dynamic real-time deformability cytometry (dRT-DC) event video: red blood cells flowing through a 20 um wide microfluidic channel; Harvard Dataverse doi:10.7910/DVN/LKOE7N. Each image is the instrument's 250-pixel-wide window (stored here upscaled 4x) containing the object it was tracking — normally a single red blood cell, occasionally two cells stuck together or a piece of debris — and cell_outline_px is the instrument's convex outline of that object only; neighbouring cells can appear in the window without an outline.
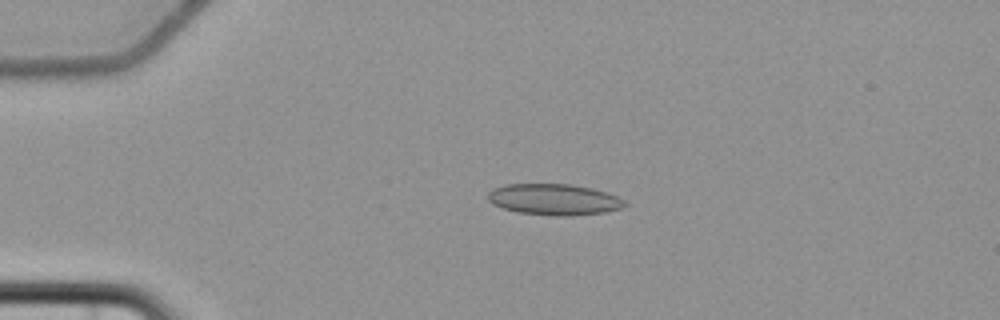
{"species": "common noctule bat (a hibernating species)", "species_latin": "Nyctalus noctula", "temperature_condition": "cold", "stored_images_in_passage": 5, "camera_frame_rate_fps": 3000, "um_per_image_px": 0.085, "animal": {"sex": "female", "body_mass_g": 22.7, "forearm_length_mm": 54.2}, "frame": {"image": 1, "passage_image": 4, "time_ms": 3.667, "image_size_px": [1000, 320], "cell_outline_px": [[628, 204], [620, 208], [604, 212], [568, 216], [552, 216], [516, 212], [492, 204], [488, 200], [488, 192], [492, 188], [504, 184], [572, 184], [592, 188], [616, 196], [624, 200]], "centroid_in_image_um": [47.05, 16.95], "position_along_channel_um": 37.9, "area_um2": 24.91}}